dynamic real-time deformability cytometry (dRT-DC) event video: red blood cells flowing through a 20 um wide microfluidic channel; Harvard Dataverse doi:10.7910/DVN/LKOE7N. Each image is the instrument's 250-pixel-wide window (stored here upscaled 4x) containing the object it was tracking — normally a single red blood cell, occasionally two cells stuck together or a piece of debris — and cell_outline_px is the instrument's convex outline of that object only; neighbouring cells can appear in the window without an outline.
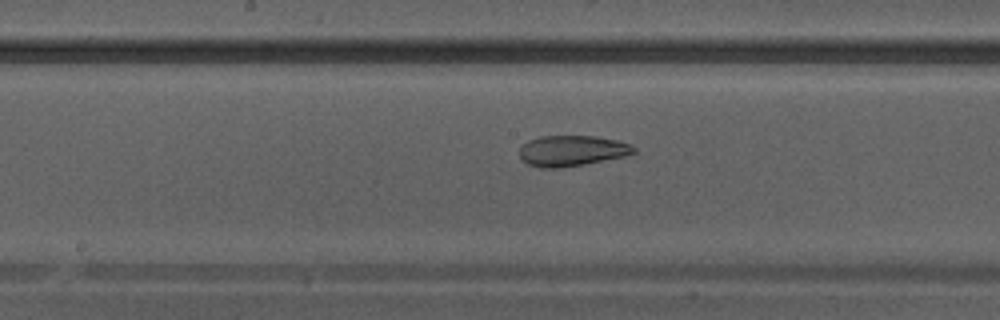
{"species": "Egyptian fruit bat (a non-hibernating species)", "species_latin": "Rousettus aegyptiacus", "temperature_condition": "warm", "stored_images_in_passage": 34, "camera_frame_rate_fps": 3000, "um_per_image_px": 0.085, "animal": {"sex": "male"}, "frame": {"image": 1, "passage_image": 15, "time_ms": 4.667, "image_size_px": [1000, 320], "cell_outline_px": [[636, 152], [628, 156], [560, 168], [540, 168], [528, 164], [520, 156], [520, 148], [528, 140], [540, 136], [596, 136], [616, 140], [628, 144], [636, 148]], "centroid_in_image_um": [48.62, 12.81], "position_along_channel_um": 199.6, "area_um2": 20.4}}